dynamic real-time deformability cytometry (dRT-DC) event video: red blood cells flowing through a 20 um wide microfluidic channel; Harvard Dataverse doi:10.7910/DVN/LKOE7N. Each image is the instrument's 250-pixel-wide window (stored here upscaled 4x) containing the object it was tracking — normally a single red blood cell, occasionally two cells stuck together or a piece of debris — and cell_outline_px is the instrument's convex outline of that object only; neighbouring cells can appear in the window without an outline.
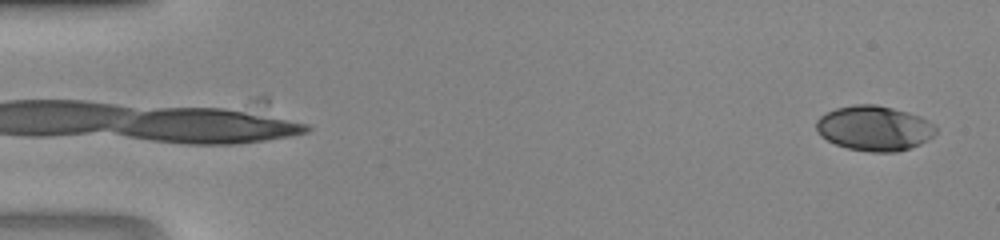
{"species": "human", "species_latin": "Homo sapiens", "temperature_condition": "room temperature", "stored_images_in_passage": 47, "camera_frame_rate_fps": 3000, "um_per_image_px": 0.085, "donor": {"sex": "male"}, "frame": {"image": 1, "passage_image": 2, "time_ms": 0.333, "image_size_px": [1000, 240], "cell_outline_px": [[936, 132], [932, 136], [920, 144], [908, 148], [892, 152], [872, 152], [848, 148], [836, 144], [820, 136], [816, 128], [816, 120], [820, 116], [836, 108], [852, 104], [876, 104], [908, 112], [920, 116], [936, 128]], "centroid_in_image_um": [74.27, 10.89], "position_along_channel_um": 10.7, "area_um2": 31.04}}
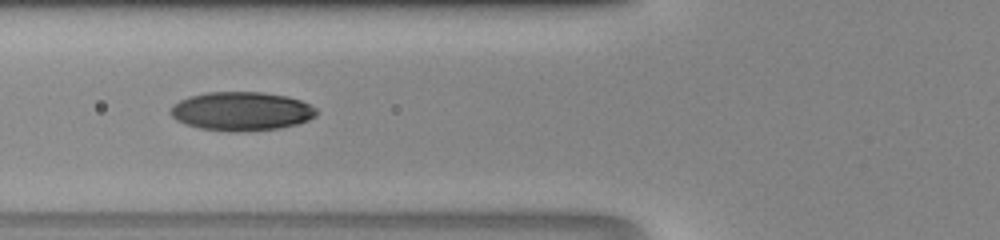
{"frame": {"image": 2, "passage_image": 19, "time_ms": 6.0, "image_size_px": [1000, 240], "cell_outline_px": [[316, 116], [308, 120], [296, 124], [276, 128], [232, 132], [200, 128], [176, 120], [172, 116], [172, 108], [180, 100], [188, 96], [208, 92], [260, 92], [288, 96], [300, 100], [316, 108]], "centroid_in_image_um": [20.54, 9.44], "position_along_channel_um": 105.3, "area_um2": 32.54}}
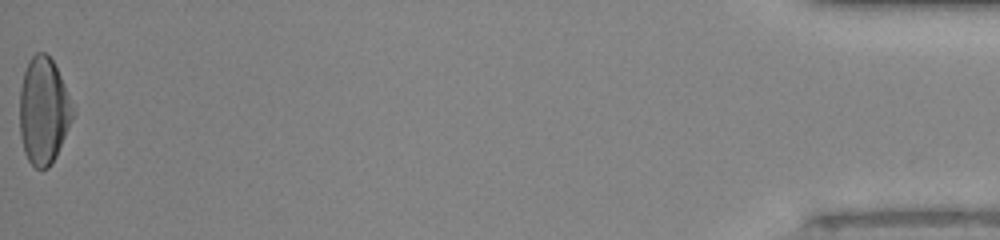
{"frame": {"image": 3, "passage_image": 47, "time_ms": 15.333, "image_size_px": [1000, 240], "cell_outline_px": [[72, 120], [56, 156], [48, 168], [36, 168], [28, 160], [24, 152], [20, 136], [20, 88], [24, 72], [28, 60], [36, 52], [44, 52], [52, 60], [60, 76], [72, 112]], "centroid_in_image_um": [3.65, 9.44], "position_along_channel_um": 431.5, "area_um2": 32.25}}